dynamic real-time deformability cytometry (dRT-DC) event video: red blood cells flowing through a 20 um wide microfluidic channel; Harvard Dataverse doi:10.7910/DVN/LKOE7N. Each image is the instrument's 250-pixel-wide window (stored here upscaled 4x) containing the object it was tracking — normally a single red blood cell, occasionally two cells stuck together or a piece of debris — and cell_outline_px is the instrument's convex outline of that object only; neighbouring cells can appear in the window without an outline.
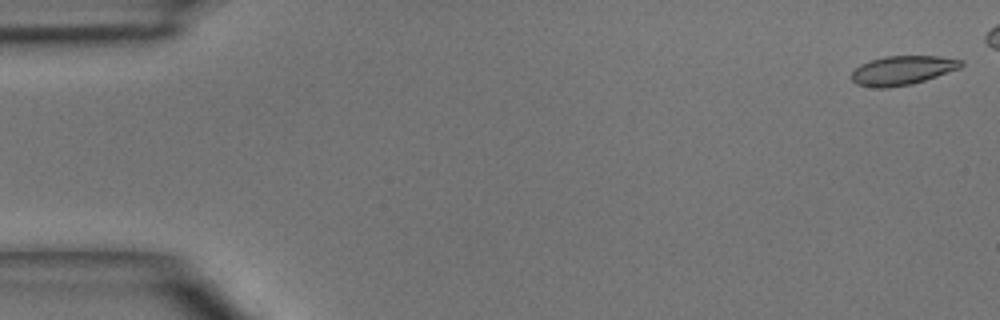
{"species": "common noctule bat (a hibernating species)", "species_latin": "Nyctalus noctula", "temperature_condition": "room temperature", "stored_images_in_passage": 3, "camera_frame_rate_fps": 3000, "um_per_image_px": 0.085, "animal": {"sex": "male", "body_mass_g": 15.6}, "frame": {"image": 1, "passage_image": 1, "time_ms": 0.0, "image_size_px": [1000, 320], "cell_outline_px": [[964, 64], [960, 68], [912, 84], [884, 88], [880, 88], [856, 84], [852, 80], [852, 72], [860, 64], [884, 56], [940, 56], [964, 60]], "centroid_in_image_um": [76.72, 5.97], "position_along_channel_um": 8.3, "area_um2": 18.44}}